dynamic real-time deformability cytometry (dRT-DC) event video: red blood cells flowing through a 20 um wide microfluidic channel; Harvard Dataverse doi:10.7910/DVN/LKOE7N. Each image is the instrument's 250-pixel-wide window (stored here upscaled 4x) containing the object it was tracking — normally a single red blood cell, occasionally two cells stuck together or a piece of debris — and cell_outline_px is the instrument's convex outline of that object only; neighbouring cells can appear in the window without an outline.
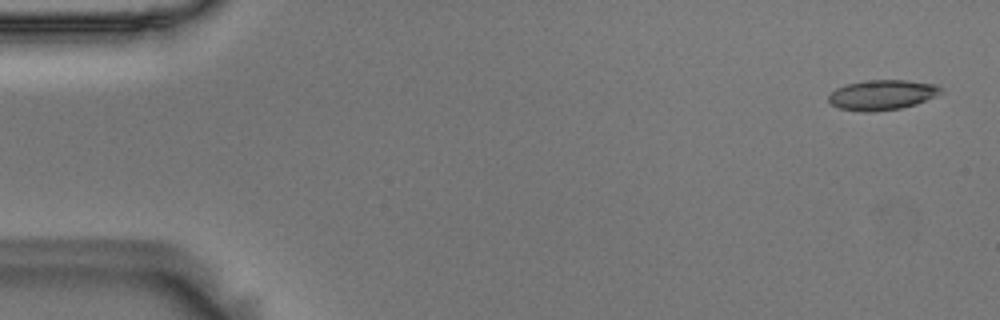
{"species": "Egyptian fruit bat (a non-hibernating species)", "species_latin": "Rousettus aegyptiacus", "temperature_condition": "room temperature", "stored_images_in_passage": 54, "camera_frame_rate_fps": 3000, "um_per_image_px": 0.085, "animal": {"sex": "male"}, "frame": {"image": 1, "passage_image": 1, "time_ms": 0.0, "image_size_px": [1000, 320], "cell_outline_px": [[944, 92], [916, 104], [900, 108], [872, 112], [864, 112], [840, 108], [832, 104], [828, 100], [828, 96], [836, 88], [844, 84], [864, 80], [908, 80], [936, 84]], "centroid_in_image_um": [74.97, 8.05], "position_along_channel_um": 10.0, "area_um2": 19.71}}
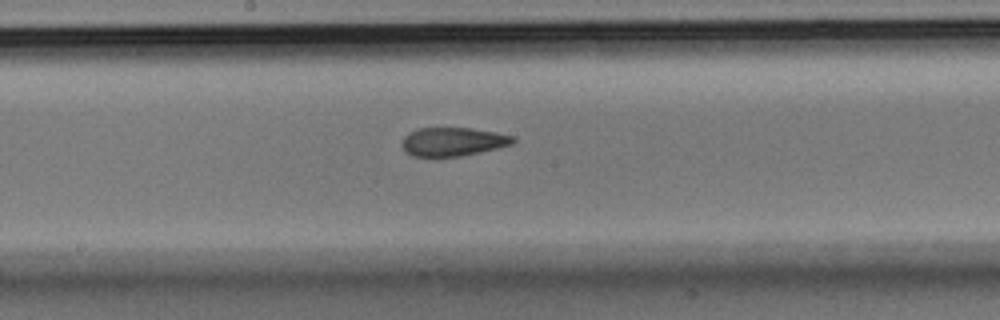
{"frame": {"image": 2, "passage_image": 28, "time_ms": 9.0, "image_size_px": [1000, 320], "cell_outline_px": [[516, 140], [512, 144], [496, 148], [460, 156], [412, 156], [400, 144], [404, 136], [408, 132], [416, 128], [472, 128], [496, 132], [516, 136]], "centroid_in_image_um": [38.5, 12.02], "position_along_channel_um": 209.7, "area_um2": 18.5}}
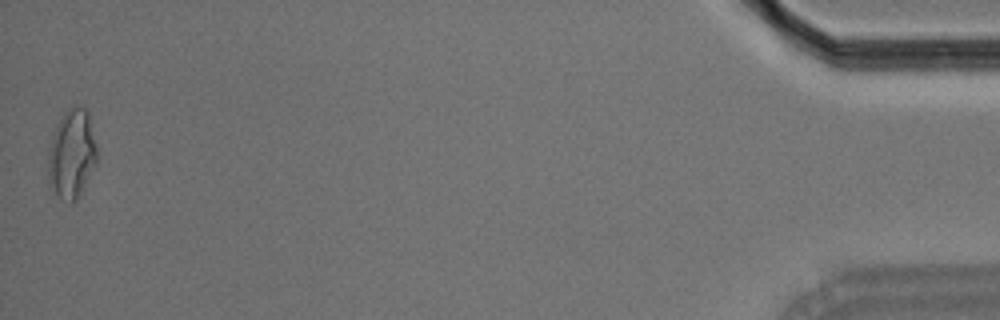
{"frame": {"image": 3, "passage_image": 54, "time_ms": 17.667, "image_size_px": [1000, 320], "cell_outline_px": [[96, 164], [76, 200], [68, 204], [60, 200], [48, 184], [48, 148], [52, 136], [60, 116], [64, 112], [76, 104], [84, 104], [88, 112], [96, 144]], "centroid_in_image_um": [6.08, 13.07], "position_along_channel_um": 429.1, "area_um2": 25.72}, "authors_computed_cell_mechanics": {"area_um2": 19.7098, "velocity_mm_per_s": 3.6105, "shape_relaxation_time_tau1_ms": 5.7164, "shape_relaxation_time_tau2_ms": 1.9532, "deformation_change_tau1": 0.1757, "deformation_change_tau2": 0.0949}}